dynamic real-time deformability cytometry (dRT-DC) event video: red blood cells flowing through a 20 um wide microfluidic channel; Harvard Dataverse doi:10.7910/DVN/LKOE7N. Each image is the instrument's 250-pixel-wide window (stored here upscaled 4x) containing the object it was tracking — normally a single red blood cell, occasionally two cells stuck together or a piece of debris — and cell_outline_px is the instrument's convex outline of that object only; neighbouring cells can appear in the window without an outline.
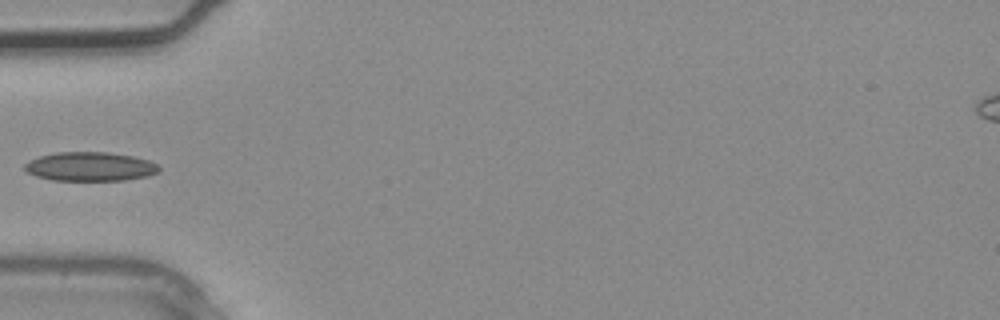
{"species": "common noctule bat (a hibernating species)", "species_latin": "Nyctalus noctula", "temperature_condition": "warm", "stored_images_in_passage": 2, "camera_frame_rate_fps": 3000, "um_per_image_px": 0.085, "animal": {"sex": "male", "body_mass_g": 20.4}, "frame": {"image": 1, "passage_image": 2, "time_ms": 0.333, "image_size_px": [1000, 320], "cell_outline_px": [[160, 172], [148, 176], [124, 180], [52, 180], [36, 176], [28, 172], [24, 168], [24, 164], [28, 160], [40, 156], [56, 152], [108, 152], [132, 156], [148, 160], [156, 164], [160, 168]], "centroid_in_image_um": [7.66, 14.15], "position_along_channel_um": 77.3, "area_um2": 22.72}}